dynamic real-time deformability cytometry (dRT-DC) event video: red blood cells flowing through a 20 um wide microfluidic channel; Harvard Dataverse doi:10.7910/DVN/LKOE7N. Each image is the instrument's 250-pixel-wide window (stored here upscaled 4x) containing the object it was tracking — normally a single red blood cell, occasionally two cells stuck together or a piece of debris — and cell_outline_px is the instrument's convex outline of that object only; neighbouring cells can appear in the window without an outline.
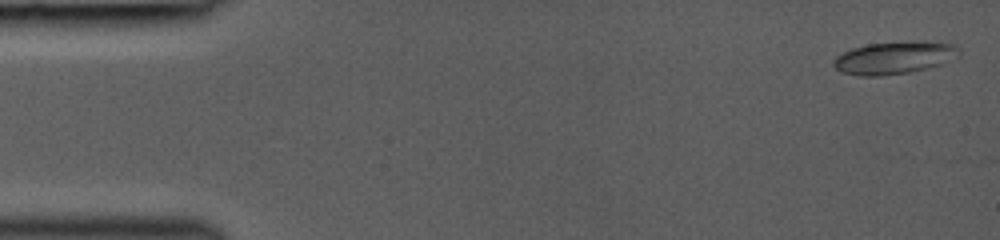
{"species": "common noctule bat (a hibernating species)", "species_latin": "Nyctalus noctula", "temperature_condition": "room temperature", "stored_images_in_passage": 12, "camera_frame_rate_fps": 3000, "um_per_image_px": 0.085, "animal": {"sex": "female", "body_mass_g": 19.0, "forearm_length_mm": 53.3}, "frame": {"image": 1, "passage_image": 1, "time_ms": 0.0, "image_size_px": [1000, 240], "cell_outline_px": [[960, 56], [944, 64], [928, 68], [908, 72], [880, 76], [860, 76], [840, 72], [832, 64], [832, 60], [836, 56], [852, 48], [868, 44], [920, 40], [928, 40], [956, 44], [960, 48]], "centroid_in_image_um": [76.08, 4.89], "position_along_channel_um": 8.9, "area_um2": 24.33}}
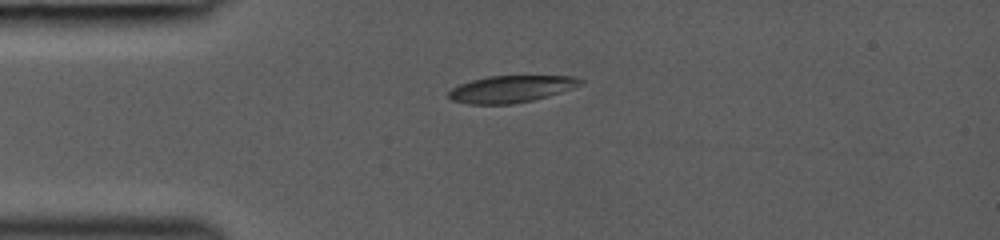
{"frame": {"image": 2, "passage_image": 9, "time_ms": 3.333, "image_size_px": [1000, 240], "cell_outline_px": [[584, 84], [548, 96], [532, 100], [512, 104], [468, 104], [452, 100], [448, 96], [448, 92], [452, 88], [460, 84], [472, 80], [488, 76], [576, 76], [584, 80]], "centroid_in_image_um": [43.46, 7.56], "position_along_channel_um": 41.5, "area_um2": 20.63}}
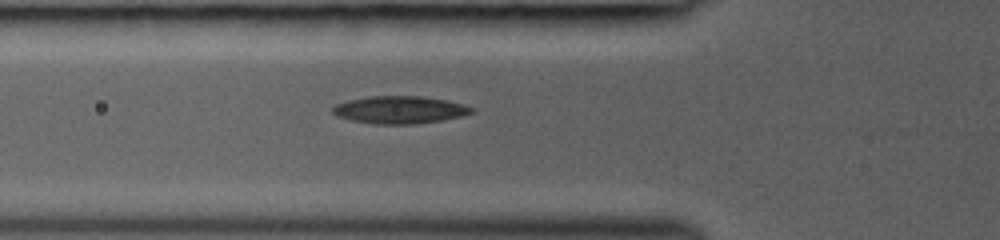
{"frame": {"image": 3, "passage_image": 12, "time_ms": 5.0, "image_size_px": [1000, 240], "cell_outline_px": [[476, 112], [444, 120], [412, 124], [372, 124], [352, 120], [340, 116], [332, 112], [332, 108], [336, 104], [348, 100], [372, 96], [420, 96], [448, 100], [464, 104], [472, 108]], "centroid_in_image_um": [34.01, 9.33], "position_along_channel_um": 91.8, "area_um2": 22.2}}